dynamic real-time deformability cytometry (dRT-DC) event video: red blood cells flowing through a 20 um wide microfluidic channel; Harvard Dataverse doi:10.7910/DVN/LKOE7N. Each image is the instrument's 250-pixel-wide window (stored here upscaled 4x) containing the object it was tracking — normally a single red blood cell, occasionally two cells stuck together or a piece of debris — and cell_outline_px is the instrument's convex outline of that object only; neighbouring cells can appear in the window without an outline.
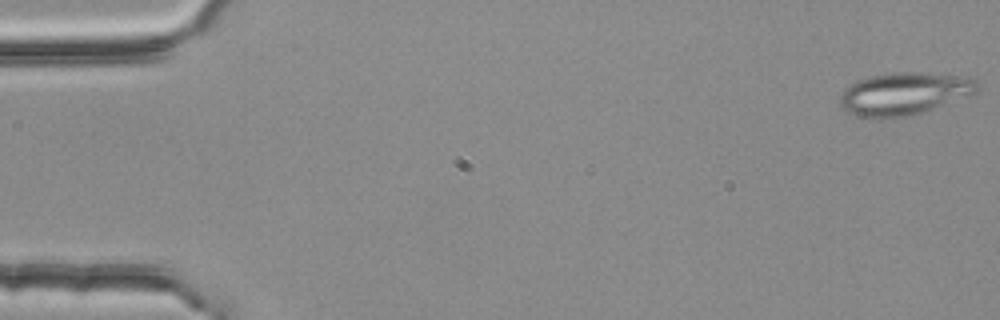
{"species": "common noctule bat (a hibernating species)", "species_latin": "Nyctalus noctula", "temperature_condition": "room temperature", "stored_images_in_passage": 3, "camera_frame_rate_fps": 3000, "um_per_image_px": 0.085, "animal": {"sex": "female", "body_mass_g": 25.1}, "frame": {"image": 1, "passage_image": 1, "time_ms": 0.0, "image_size_px": [1000, 320], "cell_outline_px": [[980, 88], [976, 92], [932, 108], [920, 112], [892, 120], [880, 120], [860, 116], [848, 112], [840, 104], [840, 96], [844, 88], [856, 80], [868, 76], [896, 72], [920, 72], [976, 76], [980, 80]], "centroid_in_image_um": [76.88, 7.94], "position_along_channel_um": 8.1, "area_um2": 34.62}}